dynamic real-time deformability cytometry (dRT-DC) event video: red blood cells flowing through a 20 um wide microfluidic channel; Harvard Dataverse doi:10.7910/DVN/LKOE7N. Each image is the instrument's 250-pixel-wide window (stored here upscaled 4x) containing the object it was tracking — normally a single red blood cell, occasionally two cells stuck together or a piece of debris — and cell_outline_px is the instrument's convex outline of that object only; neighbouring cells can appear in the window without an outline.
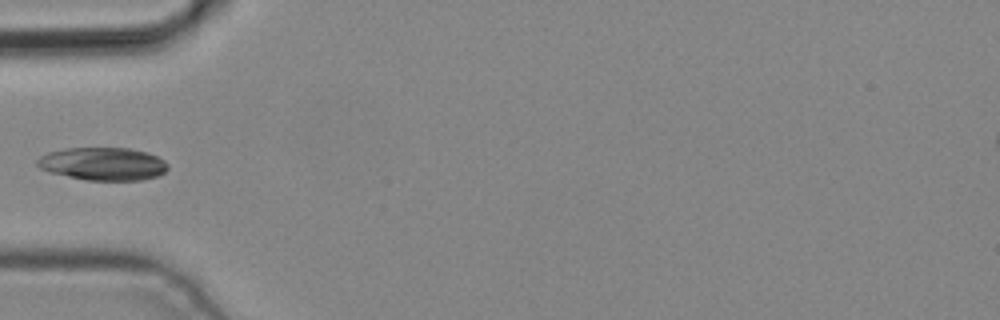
{"species": "common noctule bat (a hibernating species)", "species_latin": "Nyctalus noctula", "temperature_condition": "cold", "stored_images_in_passage": 4, "camera_frame_rate_fps": 3000, "um_per_image_px": 0.085, "animal": {"sex": "male", "body_mass_g": 19.2, "forearm_length_mm": 51.8}, "frame": {"image": 1, "passage_image": 4, "time_ms": 1.0, "image_size_px": [1000, 320], "cell_outline_px": [[168, 168], [160, 176], [140, 180], [88, 180], [48, 172], [40, 168], [36, 164], [36, 160], [40, 156], [48, 152], [64, 148], [128, 148], [148, 152], [164, 160], [168, 164]], "centroid_in_image_um": [8.75, 13.92], "position_along_channel_um": 76.2, "area_um2": 25.14}}